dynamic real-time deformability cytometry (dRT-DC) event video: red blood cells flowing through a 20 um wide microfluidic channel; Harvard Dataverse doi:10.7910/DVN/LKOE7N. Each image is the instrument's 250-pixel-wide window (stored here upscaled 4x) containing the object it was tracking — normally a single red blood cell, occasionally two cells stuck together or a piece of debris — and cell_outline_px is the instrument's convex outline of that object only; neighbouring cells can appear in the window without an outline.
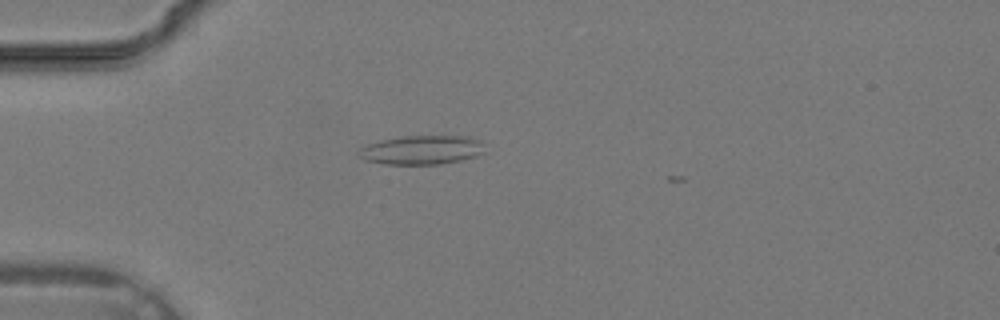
{"species": "common noctule bat (a hibernating species)", "species_latin": "Nyctalus noctula", "temperature_condition": "warm", "stored_images_in_passage": 8, "camera_frame_rate_fps": 3000, "um_per_image_px": 0.085, "animal": {"sex": "male", "body_mass_g": 19.2, "forearm_length_mm": 51.8}, "frame": {"image": 1, "passage_image": 6, "time_ms": 1.667, "image_size_px": [1000, 320], "cell_outline_px": [[484, 152], [476, 156], [460, 160], [440, 164], [384, 164], [368, 160], [360, 156], [356, 152], [360, 148], [368, 144], [380, 140], [400, 136], [468, 136], [484, 140]], "centroid_in_image_um": [35.89, 12.73], "position_along_channel_um": 49.1, "area_um2": 21.44}}